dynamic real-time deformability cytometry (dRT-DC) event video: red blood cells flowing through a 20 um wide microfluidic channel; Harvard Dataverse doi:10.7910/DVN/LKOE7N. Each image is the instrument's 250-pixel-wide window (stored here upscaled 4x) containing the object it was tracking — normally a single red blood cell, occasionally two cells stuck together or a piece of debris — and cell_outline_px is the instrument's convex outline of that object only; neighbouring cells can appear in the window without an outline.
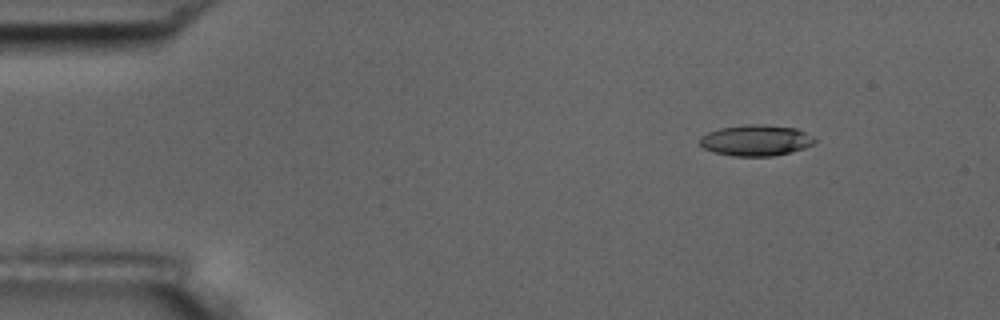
{"species": "common noctule bat (a hibernating species)", "species_latin": "Nyctalus noctula", "temperature_condition": "room temperature", "stored_images_in_passage": 4, "camera_frame_rate_fps": 3000, "um_per_image_px": 0.085, "animal": {"sex": "male", "body_mass_g": 17.5, "forearm_length_mm": 52.3}, "frame": {"image": 1, "passage_image": 1, "time_ms": 0.0, "image_size_px": [1000, 320], "cell_outline_px": [[816, 140], [812, 144], [804, 148], [772, 156], [732, 156], [716, 152], [704, 148], [700, 144], [700, 136], [708, 132], [720, 128], [748, 124], [756, 124], [796, 128], [804, 132]], "centroid_in_image_um": [64.21, 11.93], "position_along_channel_um": 20.8, "area_um2": 20.4}}
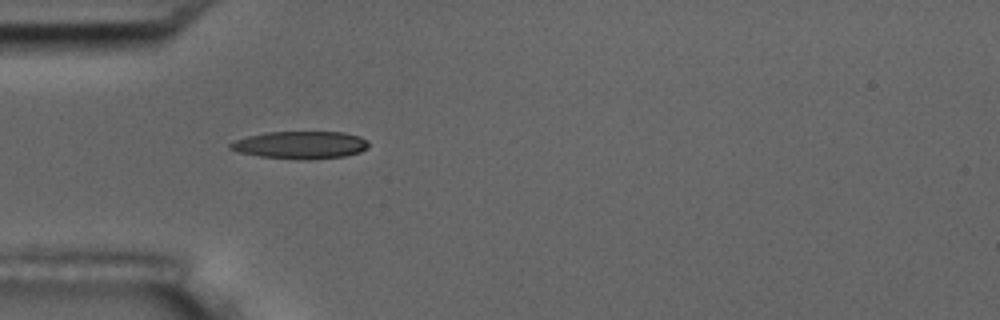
{"frame": {"image": 2, "passage_image": 4, "time_ms": 1.0, "image_size_px": [1000, 320], "cell_outline_px": [[368, 148], [360, 152], [344, 156], [308, 160], [300, 160], [260, 156], [240, 152], [228, 148], [228, 144], [236, 140], [248, 136], [264, 132], [344, 132], [360, 136], [368, 140]], "centroid_in_image_um": [25.56, 12.32], "position_along_channel_um": 59.4, "area_um2": 22.31}}